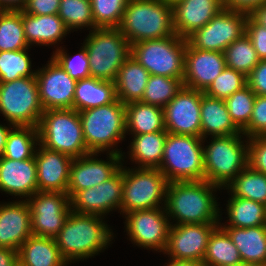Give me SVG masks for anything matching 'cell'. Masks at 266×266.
<instances>
[{
	"label": "cell",
	"mask_w": 266,
	"mask_h": 266,
	"mask_svg": "<svg viewBox=\"0 0 266 266\" xmlns=\"http://www.w3.org/2000/svg\"><path fill=\"white\" fill-rule=\"evenodd\" d=\"M220 191L208 181L169 182L165 197V211L175 225L220 223V204L214 192ZM175 220V221H174Z\"/></svg>",
	"instance_id": "obj_1"
},
{
	"label": "cell",
	"mask_w": 266,
	"mask_h": 266,
	"mask_svg": "<svg viewBox=\"0 0 266 266\" xmlns=\"http://www.w3.org/2000/svg\"><path fill=\"white\" fill-rule=\"evenodd\" d=\"M103 219L99 215L71 211L55 237L60 254L68 264L94 257L108 248L114 235Z\"/></svg>",
	"instance_id": "obj_2"
},
{
	"label": "cell",
	"mask_w": 266,
	"mask_h": 266,
	"mask_svg": "<svg viewBox=\"0 0 266 266\" xmlns=\"http://www.w3.org/2000/svg\"><path fill=\"white\" fill-rule=\"evenodd\" d=\"M117 28L130 45L175 35L173 7L160 0H128Z\"/></svg>",
	"instance_id": "obj_3"
},
{
	"label": "cell",
	"mask_w": 266,
	"mask_h": 266,
	"mask_svg": "<svg viewBox=\"0 0 266 266\" xmlns=\"http://www.w3.org/2000/svg\"><path fill=\"white\" fill-rule=\"evenodd\" d=\"M79 116L88 151L97 154L105 151L106 154H119L122 155V161H124L125 153H122L115 145L124 140L127 134L125 104L117 99L107 105L82 110Z\"/></svg>",
	"instance_id": "obj_4"
},
{
	"label": "cell",
	"mask_w": 266,
	"mask_h": 266,
	"mask_svg": "<svg viewBox=\"0 0 266 266\" xmlns=\"http://www.w3.org/2000/svg\"><path fill=\"white\" fill-rule=\"evenodd\" d=\"M243 135L213 136L203 145L205 181L222 190L248 166L249 143Z\"/></svg>",
	"instance_id": "obj_5"
},
{
	"label": "cell",
	"mask_w": 266,
	"mask_h": 266,
	"mask_svg": "<svg viewBox=\"0 0 266 266\" xmlns=\"http://www.w3.org/2000/svg\"><path fill=\"white\" fill-rule=\"evenodd\" d=\"M39 144L46 149L78 158L89 154L79 112L75 109L44 110L37 126Z\"/></svg>",
	"instance_id": "obj_6"
},
{
	"label": "cell",
	"mask_w": 266,
	"mask_h": 266,
	"mask_svg": "<svg viewBox=\"0 0 266 266\" xmlns=\"http://www.w3.org/2000/svg\"><path fill=\"white\" fill-rule=\"evenodd\" d=\"M83 44L88 51L90 76L101 80L114 82L131 55V45L118 28H94Z\"/></svg>",
	"instance_id": "obj_7"
},
{
	"label": "cell",
	"mask_w": 266,
	"mask_h": 266,
	"mask_svg": "<svg viewBox=\"0 0 266 266\" xmlns=\"http://www.w3.org/2000/svg\"><path fill=\"white\" fill-rule=\"evenodd\" d=\"M197 136L167 133L163 158L158 168L168 182L204 180L203 143Z\"/></svg>",
	"instance_id": "obj_8"
},
{
	"label": "cell",
	"mask_w": 266,
	"mask_h": 266,
	"mask_svg": "<svg viewBox=\"0 0 266 266\" xmlns=\"http://www.w3.org/2000/svg\"><path fill=\"white\" fill-rule=\"evenodd\" d=\"M187 39L177 34L131 45V55L150 73L176 79L184 77Z\"/></svg>",
	"instance_id": "obj_9"
},
{
	"label": "cell",
	"mask_w": 266,
	"mask_h": 266,
	"mask_svg": "<svg viewBox=\"0 0 266 266\" xmlns=\"http://www.w3.org/2000/svg\"><path fill=\"white\" fill-rule=\"evenodd\" d=\"M43 112L36 75L0 82V113L9 124L37 128Z\"/></svg>",
	"instance_id": "obj_10"
},
{
	"label": "cell",
	"mask_w": 266,
	"mask_h": 266,
	"mask_svg": "<svg viewBox=\"0 0 266 266\" xmlns=\"http://www.w3.org/2000/svg\"><path fill=\"white\" fill-rule=\"evenodd\" d=\"M168 183L158 168L123 166L122 215L134 210L164 207Z\"/></svg>",
	"instance_id": "obj_11"
},
{
	"label": "cell",
	"mask_w": 266,
	"mask_h": 266,
	"mask_svg": "<svg viewBox=\"0 0 266 266\" xmlns=\"http://www.w3.org/2000/svg\"><path fill=\"white\" fill-rule=\"evenodd\" d=\"M124 217V227L132 243L147 250L165 251L171 222L164 207L134 210Z\"/></svg>",
	"instance_id": "obj_12"
},
{
	"label": "cell",
	"mask_w": 266,
	"mask_h": 266,
	"mask_svg": "<svg viewBox=\"0 0 266 266\" xmlns=\"http://www.w3.org/2000/svg\"><path fill=\"white\" fill-rule=\"evenodd\" d=\"M248 14L223 8L202 28L188 36L187 42L196 49L224 52L245 33Z\"/></svg>",
	"instance_id": "obj_13"
},
{
	"label": "cell",
	"mask_w": 266,
	"mask_h": 266,
	"mask_svg": "<svg viewBox=\"0 0 266 266\" xmlns=\"http://www.w3.org/2000/svg\"><path fill=\"white\" fill-rule=\"evenodd\" d=\"M33 235L55 238L71 213L70 197L62 192L37 191L26 200Z\"/></svg>",
	"instance_id": "obj_14"
},
{
	"label": "cell",
	"mask_w": 266,
	"mask_h": 266,
	"mask_svg": "<svg viewBox=\"0 0 266 266\" xmlns=\"http://www.w3.org/2000/svg\"><path fill=\"white\" fill-rule=\"evenodd\" d=\"M123 164L108 180L97 186L78 191L71 199V209L78 214L106 216L110 211L121 214Z\"/></svg>",
	"instance_id": "obj_15"
},
{
	"label": "cell",
	"mask_w": 266,
	"mask_h": 266,
	"mask_svg": "<svg viewBox=\"0 0 266 266\" xmlns=\"http://www.w3.org/2000/svg\"><path fill=\"white\" fill-rule=\"evenodd\" d=\"M203 93L183 86L177 95L163 107L167 132L201 137L200 108Z\"/></svg>",
	"instance_id": "obj_16"
},
{
	"label": "cell",
	"mask_w": 266,
	"mask_h": 266,
	"mask_svg": "<svg viewBox=\"0 0 266 266\" xmlns=\"http://www.w3.org/2000/svg\"><path fill=\"white\" fill-rule=\"evenodd\" d=\"M36 81L44 110L73 108L77 81L52 56L45 66L36 70Z\"/></svg>",
	"instance_id": "obj_17"
},
{
	"label": "cell",
	"mask_w": 266,
	"mask_h": 266,
	"mask_svg": "<svg viewBox=\"0 0 266 266\" xmlns=\"http://www.w3.org/2000/svg\"><path fill=\"white\" fill-rule=\"evenodd\" d=\"M108 155L107 161L97 158V153L73 158L67 188L70 199L78 191L97 186L108 180L121 168L122 155L114 153H108Z\"/></svg>",
	"instance_id": "obj_18"
},
{
	"label": "cell",
	"mask_w": 266,
	"mask_h": 266,
	"mask_svg": "<svg viewBox=\"0 0 266 266\" xmlns=\"http://www.w3.org/2000/svg\"><path fill=\"white\" fill-rule=\"evenodd\" d=\"M219 223L171 224L168 242L163 254L169 259L202 262L212 231Z\"/></svg>",
	"instance_id": "obj_19"
},
{
	"label": "cell",
	"mask_w": 266,
	"mask_h": 266,
	"mask_svg": "<svg viewBox=\"0 0 266 266\" xmlns=\"http://www.w3.org/2000/svg\"><path fill=\"white\" fill-rule=\"evenodd\" d=\"M226 67L224 52L200 50L187 42L185 51V87L205 92Z\"/></svg>",
	"instance_id": "obj_20"
},
{
	"label": "cell",
	"mask_w": 266,
	"mask_h": 266,
	"mask_svg": "<svg viewBox=\"0 0 266 266\" xmlns=\"http://www.w3.org/2000/svg\"><path fill=\"white\" fill-rule=\"evenodd\" d=\"M38 146L34 154L38 191L67 193L73 158L64 153L46 149L40 144Z\"/></svg>",
	"instance_id": "obj_21"
},
{
	"label": "cell",
	"mask_w": 266,
	"mask_h": 266,
	"mask_svg": "<svg viewBox=\"0 0 266 266\" xmlns=\"http://www.w3.org/2000/svg\"><path fill=\"white\" fill-rule=\"evenodd\" d=\"M31 235V211L26 199L1 203L0 247L18 251Z\"/></svg>",
	"instance_id": "obj_22"
},
{
	"label": "cell",
	"mask_w": 266,
	"mask_h": 266,
	"mask_svg": "<svg viewBox=\"0 0 266 266\" xmlns=\"http://www.w3.org/2000/svg\"><path fill=\"white\" fill-rule=\"evenodd\" d=\"M0 191L26 200L38 191L34 156L25 160L0 157Z\"/></svg>",
	"instance_id": "obj_23"
},
{
	"label": "cell",
	"mask_w": 266,
	"mask_h": 266,
	"mask_svg": "<svg viewBox=\"0 0 266 266\" xmlns=\"http://www.w3.org/2000/svg\"><path fill=\"white\" fill-rule=\"evenodd\" d=\"M224 8L222 0H182L173 6L174 29L187 38L210 22Z\"/></svg>",
	"instance_id": "obj_24"
},
{
	"label": "cell",
	"mask_w": 266,
	"mask_h": 266,
	"mask_svg": "<svg viewBox=\"0 0 266 266\" xmlns=\"http://www.w3.org/2000/svg\"><path fill=\"white\" fill-rule=\"evenodd\" d=\"M22 22L29 47L34 44L52 47L70 33L58 14L31 15L22 11Z\"/></svg>",
	"instance_id": "obj_25"
},
{
	"label": "cell",
	"mask_w": 266,
	"mask_h": 266,
	"mask_svg": "<svg viewBox=\"0 0 266 266\" xmlns=\"http://www.w3.org/2000/svg\"><path fill=\"white\" fill-rule=\"evenodd\" d=\"M201 138L243 134L234 124L223 99L203 93L200 108ZM208 135V136H207Z\"/></svg>",
	"instance_id": "obj_26"
},
{
	"label": "cell",
	"mask_w": 266,
	"mask_h": 266,
	"mask_svg": "<svg viewBox=\"0 0 266 266\" xmlns=\"http://www.w3.org/2000/svg\"><path fill=\"white\" fill-rule=\"evenodd\" d=\"M221 227L237 247L242 261L266 266V225L249 228Z\"/></svg>",
	"instance_id": "obj_27"
},
{
	"label": "cell",
	"mask_w": 266,
	"mask_h": 266,
	"mask_svg": "<svg viewBox=\"0 0 266 266\" xmlns=\"http://www.w3.org/2000/svg\"><path fill=\"white\" fill-rule=\"evenodd\" d=\"M22 266H67L55 238L31 235L18 249Z\"/></svg>",
	"instance_id": "obj_28"
},
{
	"label": "cell",
	"mask_w": 266,
	"mask_h": 266,
	"mask_svg": "<svg viewBox=\"0 0 266 266\" xmlns=\"http://www.w3.org/2000/svg\"><path fill=\"white\" fill-rule=\"evenodd\" d=\"M150 73L130 55L114 80L116 96L123 104L141 101Z\"/></svg>",
	"instance_id": "obj_29"
},
{
	"label": "cell",
	"mask_w": 266,
	"mask_h": 266,
	"mask_svg": "<svg viewBox=\"0 0 266 266\" xmlns=\"http://www.w3.org/2000/svg\"><path fill=\"white\" fill-rule=\"evenodd\" d=\"M117 100L115 84L112 81L88 77L77 81L73 109L80 112L107 105Z\"/></svg>",
	"instance_id": "obj_30"
},
{
	"label": "cell",
	"mask_w": 266,
	"mask_h": 266,
	"mask_svg": "<svg viewBox=\"0 0 266 266\" xmlns=\"http://www.w3.org/2000/svg\"><path fill=\"white\" fill-rule=\"evenodd\" d=\"M126 133L139 135L164 131L163 108L135 101L125 104Z\"/></svg>",
	"instance_id": "obj_31"
},
{
	"label": "cell",
	"mask_w": 266,
	"mask_h": 266,
	"mask_svg": "<svg viewBox=\"0 0 266 266\" xmlns=\"http://www.w3.org/2000/svg\"><path fill=\"white\" fill-rule=\"evenodd\" d=\"M167 131L133 135L128 157L137 168H159L163 158Z\"/></svg>",
	"instance_id": "obj_32"
},
{
	"label": "cell",
	"mask_w": 266,
	"mask_h": 266,
	"mask_svg": "<svg viewBox=\"0 0 266 266\" xmlns=\"http://www.w3.org/2000/svg\"><path fill=\"white\" fill-rule=\"evenodd\" d=\"M226 204L229 224L220 226L249 228L266 225V206L253 200L231 196ZM225 224V225H224Z\"/></svg>",
	"instance_id": "obj_33"
},
{
	"label": "cell",
	"mask_w": 266,
	"mask_h": 266,
	"mask_svg": "<svg viewBox=\"0 0 266 266\" xmlns=\"http://www.w3.org/2000/svg\"><path fill=\"white\" fill-rule=\"evenodd\" d=\"M241 261L237 247L228 233L218 225L209 237L202 262L205 266H230Z\"/></svg>",
	"instance_id": "obj_34"
},
{
	"label": "cell",
	"mask_w": 266,
	"mask_h": 266,
	"mask_svg": "<svg viewBox=\"0 0 266 266\" xmlns=\"http://www.w3.org/2000/svg\"><path fill=\"white\" fill-rule=\"evenodd\" d=\"M229 195L253 200L266 206V174L257 172L249 165L225 188Z\"/></svg>",
	"instance_id": "obj_35"
},
{
	"label": "cell",
	"mask_w": 266,
	"mask_h": 266,
	"mask_svg": "<svg viewBox=\"0 0 266 266\" xmlns=\"http://www.w3.org/2000/svg\"><path fill=\"white\" fill-rule=\"evenodd\" d=\"M38 144V130L36 127L13 126L7 135L2 156L11 160L32 158Z\"/></svg>",
	"instance_id": "obj_36"
},
{
	"label": "cell",
	"mask_w": 266,
	"mask_h": 266,
	"mask_svg": "<svg viewBox=\"0 0 266 266\" xmlns=\"http://www.w3.org/2000/svg\"><path fill=\"white\" fill-rule=\"evenodd\" d=\"M29 47L22 22V10H5L0 14V52L23 50Z\"/></svg>",
	"instance_id": "obj_37"
},
{
	"label": "cell",
	"mask_w": 266,
	"mask_h": 266,
	"mask_svg": "<svg viewBox=\"0 0 266 266\" xmlns=\"http://www.w3.org/2000/svg\"><path fill=\"white\" fill-rule=\"evenodd\" d=\"M224 56L227 67L244 74L246 77L250 75L253 68L260 62L246 33L224 50Z\"/></svg>",
	"instance_id": "obj_38"
},
{
	"label": "cell",
	"mask_w": 266,
	"mask_h": 266,
	"mask_svg": "<svg viewBox=\"0 0 266 266\" xmlns=\"http://www.w3.org/2000/svg\"><path fill=\"white\" fill-rule=\"evenodd\" d=\"M183 86V79L150 75L141 102L163 108Z\"/></svg>",
	"instance_id": "obj_39"
},
{
	"label": "cell",
	"mask_w": 266,
	"mask_h": 266,
	"mask_svg": "<svg viewBox=\"0 0 266 266\" xmlns=\"http://www.w3.org/2000/svg\"><path fill=\"white\" fill-rule=\"evenodd\" d=\"M58 16L70 32L85 27L94 29L90 0H60Z\"/></svg>",
	"instance_id": "obj_40"
},
{
	"label": "cell",
	"mask_w": 266,
	"mask_h": 266,
	"mask_svg": "<svg viewBox=\"0 0 266 266\" xmlns=\"http://www.w3.org/2000/svg\"><path fill=\"white\" fill-rule=\"evenodd\" d=\"M29 48L15 51L0 52V82H9L21 77H33L36 70H32Z\"/></svg>",
	"instance_id": "obj_41"
},
{
	"label": "cell",
	"mask_w": 266,
	"mask_h": 266,
	"mask_svg": "<svg viewBox=\"0 0 266 266\" xmlns=\"http://www.w3.org/2000/svg\"><path fill=\"white\" fill-rule=\"evenodd\" d=\"M256 94L247 85L224 101L234 124L242 131L250 122Z\"/></svg>",
	"instance_id": "obj_42"
},
{
	"label": "cell",
	"mask_w": 266,
	"mask_h": 266,
	"mask_svg": "<svg viewBox=\"0 0 266 266\" xmlns=\"http://www.w3.org/2000/svg\"><path fill=\"white\" fill-rule=\"evenodd\" d=\"M94 28H117L122 20L128 0H90Z\"/></svg>",
	"instance_id": "obj_43"
},
{
	"label": "cell",
	"mask_w": 266,
	"mask_h": 266,
	"mask_svg": "<svg viewBox=\"0 0 266 266\" xmlns=\"http://www.w3.org/2000/svg\"><path fill=\"white\" fill-rule=\"evenodd\" d=\"M247 85V77L244 74L226 66L204 93L225 100Z\"/></svg>",
	"instance_id": "obj_44"
},
{
	"label": "cell",
	"mask_w": 266,
	"mask_h": 266,
	"mask_svg": "<svg viewBox=\"0 0 266 266\" xmlns=\"http://www.w3.org/2000/svg\"><path fill=\"white\" fill-rule=\"evenodd\" d=\"M80 48V51L70 56L63 47H57L55 52L53 51L52 57L58 62V64L68 73V75L75 81H79L84 78L90 77V66L88 51L84 44Z\"/></svg>",
	"instance_id": "obj_45"
},
{
	"label": "cell",
	"mask_w": 266,
	"mask_h": 266,
	"mask_svg": "<svg viewBox=\"0 0 266 266\" xmlns=\"http://www.w3.org/2000/svg\"><path fill=\"white\" fill-rule=\"evenodd\" d=\"M242 133L246 138L266 135V96L256 95L250 122Z\"/></svg>",
	"instance_id": "obj_46"
},
{
	"label": "cell",
	"mask_w": 266,
	"mask_h": 266,
	"mask_svg": "<svg viewBox=\"0 0 266 266\" xmlns=\"http://www.w3.org/2000/svg\"><path fill=\"white\" fill-rule=\"evenodd\" d=\"M248 165L257 172L266 174V135L248 138Z\"/></svg>",
	"instance_id": "obj_47"
},
{
	"label": "cell",
	"mask_w": 266,
	"mask_h": 266,
	"mask_svg": "<svg viewBox=\"0 0 266 266\" xmlns=\"http://www.w3.org/2000/svg\"><path fill=\"white\" fill-rule=\"evenodd\" d=\"M245 33L250 38L259 59L266 60V28L248 15Z\"/></svg>",
	"instance_id": "obj_48"
},
{
	"label": "cell",
	"mask_w": 266,
	"mask_h": 266,
	"mask_svg": "<svg viewBox=\"0 0 266 266\" xmlns=\"http://www.w3.org/2000/svg\"><path fill=\"white\" fill-rule=\"evenodd\" d=\"M60 0H27L23 12L31 15L58 14Z\"/></svg>",
	"instance_id": "obj_49"
},
{
	"label": "cell",
	"mask_w": 266,
	"mask_h": 266,
	"mask_svg": "<svg viewBox=\"0 0 266 266\" xmlns=\"http://www.w3.org/2000/svg\"><path fill=\"white\" fill-rule=\"evenodd\" d=\"M247 83L256 95L266 96V60H260L253 68Z\"/></svg>",
	"instance_id": "obj_50"
},
{
	"label": "cell",
	"mask_w": 266,
	"mask_h": 266,
	"mask_svg": "<svg viewBox=\"0 0 266 266\" xmlns=\"http://www.w3.org/2000/svg\"><path fill=\"white\" fill-rule=\"evenodd\" d=\"M263 3H266V0H227L224 3V8L249 15L256 7Z\"/></svg>",
	"instance_id": "obj_51"
},
{
	"label": "cell",
	"mask_w": 266,
	"mask_h": 266,
	"mask_svg": "<svg viewBox=\"0 0 266 266\" xmlns=\"http://www.w3.org/2000/svg\"><path fill=\"white\" fill-rule=\"evenodd\" d=\"M17 263V250L7 247H0V266H16Z\"/></svg>",
	"instance_id": "obj_52"
},
{
	"label": "cell",
	"mask_w": 266,
	"mask_h": 266,
	"mask_svg": "<svg viewBox=\"0 0 266 266\" xmlns=\"http://www.w3.org/2000/svg\"><path fill=\"white\" fill-rule=\"evenodd\" d=\"M258 24L266 28V3H263L259 7H256L249 14Z\"/></svg>",
	"instance_id": "obj_53"
},
{
	"label": "cell",
	"mask_w": 266,
	"mask_h": 266,
	"mask_svg": "<svg viewBox=\"0 0 266 266\" xmlns=\"http://www.w3.org/2000/svg\"><path fill=\"white\" fill-rule=\"evenodd\" d=\"M27 0H0V5L4 10H22Z\"/></svg>",
	"instance_id": "obj_54"
},
{
	"label": "cell",
	"mask_w": 266,
	"mask_h": 266,
	"mask_svg": "<svg viewBox=\"0 0 266 266\" xmlns=\"http://www.w3.org/2000/svg\"><path fill=\"white\" fill-rule=\"evenodd\" d=\"M12 127L13 125L11 124H8V126H6L5 124L4 125L0 124V157H2L3 155L7 135Z\"/></svg>",
	"instance_id": "obj_55"
},
{
	"label": "cell",
	"mask_w": 266,
	"mask_h": 266,
	"mask_svg": "<svg viewBox=\"0 0 266 266\" xmlns=\"http://www.w3.org/2000/svg\"><path fill=\"white\" fill-rule=\"evenodd\" d=\"M169 263H166L165 266H205L203 262L195 261V260H176L169 259Z\"/></svg>",
	"instance_id": "obj_56"
},
{
	"label": "cell",
	"mask_w": 266,
	"mask_h": 266,
	"mask_svg": "<svg viewBox=\"0 0 266 266\" xmlns=\"http://www.w3.org/2000/svg\"><path fill=\"white\" fill-rule=\"evenodd\" d=\"M230 266H259V265L254 264V263H249V262L241 261L239 263H236V264L230 265Z\"/></svg>",
	"instance_id": "obj_57"
},
{
	"label": "cell",
	"mask_w": 266,
	"mask_h": 266,
	"mask_svg": "<svg viewBox=\"0 0 266 266\" xmlns=\"http://www.w3.org/2000/svg\"><path fill=\"white\" fill-rule=\"evenodd\" d=\"M160 1L165 3V4H169V5H171L173 7L176 3H178V2H180L182 0H160Z\"/></svg>",
	"instance_id": "obj_58"
},
{
	"label": "cell",
	"mask_w": 266,
	"mask_h": 266,
	"mask_svg": "<svg viewBox=\"0 0 266 266\" xmlns=\"http://www.w3.org/2000/svg\"><path fill=\"white\" fill-rule=\"evenodd\" d=\"M5 10L2 8V6L0 5V14L3 13Z\"/></svg>",
	"instance_id": "obj_59"
}]
</instances>
